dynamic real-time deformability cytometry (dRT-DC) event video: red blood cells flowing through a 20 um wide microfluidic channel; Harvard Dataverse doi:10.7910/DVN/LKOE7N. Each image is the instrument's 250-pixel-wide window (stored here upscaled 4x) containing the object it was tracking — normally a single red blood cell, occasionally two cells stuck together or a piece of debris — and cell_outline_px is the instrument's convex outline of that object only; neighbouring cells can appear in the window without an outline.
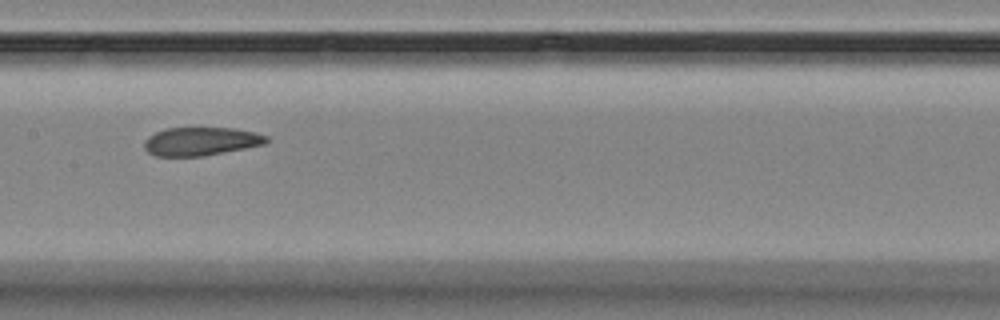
{"species": "Egyptian fruit bat (a non-hibernating species)", "species_latin": "Rousettus aegyptiacus", "temperature_condition": "room temperature", "stored_images_in_passage": 15, "camera_frame_rate_fps": 3000, "um_per_image_px": 0.085, "animal": {"sex": "female"}, "frame": {"image": 1, "passage_image": 7, "time_ms": 6.667, "image_size_px": [1000, 320], "cell_outline_px": [[268, 140], [264, 144], [204, 156], [156, 156], [148, 152], [144, 148], [144, 140], [148, 136], [164, 128], [232, 128], [256, 132], [268, 136]], "centroid_in_image_um": [17.05, 12.01], "position_along_channel_um": 190.3, "area_um2": 20.17}}
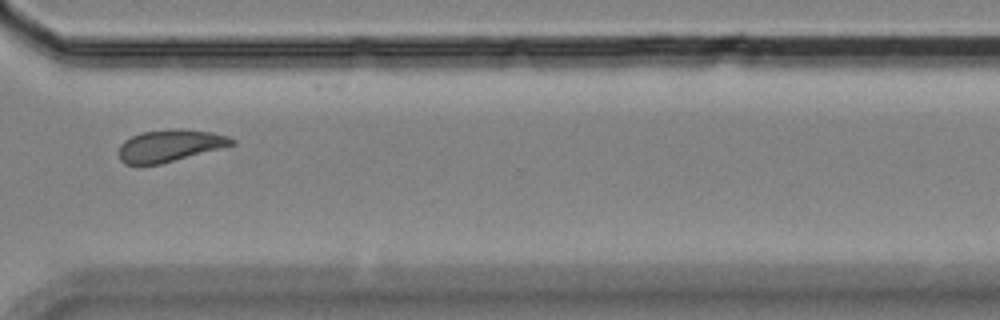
{"frame": {"image": 2, "passage_image": 11, "time_ms": 11.333, "image_size_px": [1000, 320], "cell_outline_px": [[236, 144], [160, 164], [124, 164], [120, 160], [120, 144], [124, 140], [140, 132], [172, 128], [180, 128], [212, 132], [228, 136], [236, 140]], "centroid_in_image_um": [14.45, 12.36], "position_along_channel_um": 356.2, "area_um2": 21.1}}
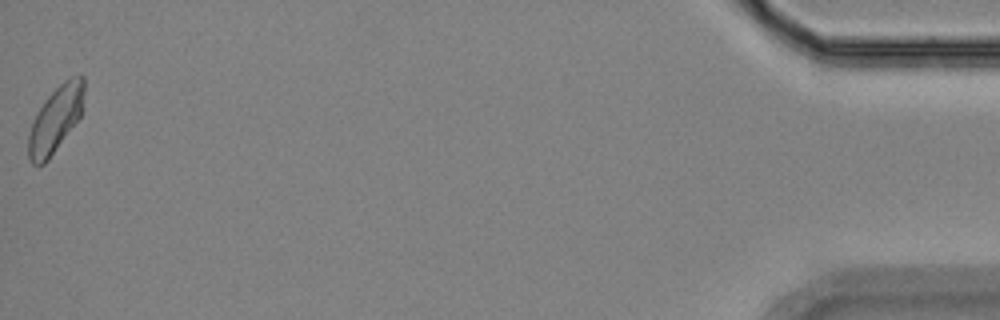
{"frame": {"image": 3, "passage_image": 15, "time_ms": 16.0, "image_size_px": [1000, 320], "cell_outline_px": [[84, 92], [80, 116], [48, 160], [44, 164], [32, 164], [28, 160], [28, 132], [32, 120], [36, 112], [44, 100], [64, 80], [80, 72], [84, 76]], "centroid_in_image_um": [4.7, 10.11], "position_along_channel_um": 430.5, "area_um2": 21.44}, "authors_computed_cell_mechanics": {"area_um2": 21.097, "velocity_mm_per_s": 3.5428, "shape_relaxation_time_tau1_ms": 8.6384, "shape_relaxation_time_tau2_ms": 2.5218, "deformation_change_tau1": 0.1969, "deformation_change_tau2": 0.0772}}